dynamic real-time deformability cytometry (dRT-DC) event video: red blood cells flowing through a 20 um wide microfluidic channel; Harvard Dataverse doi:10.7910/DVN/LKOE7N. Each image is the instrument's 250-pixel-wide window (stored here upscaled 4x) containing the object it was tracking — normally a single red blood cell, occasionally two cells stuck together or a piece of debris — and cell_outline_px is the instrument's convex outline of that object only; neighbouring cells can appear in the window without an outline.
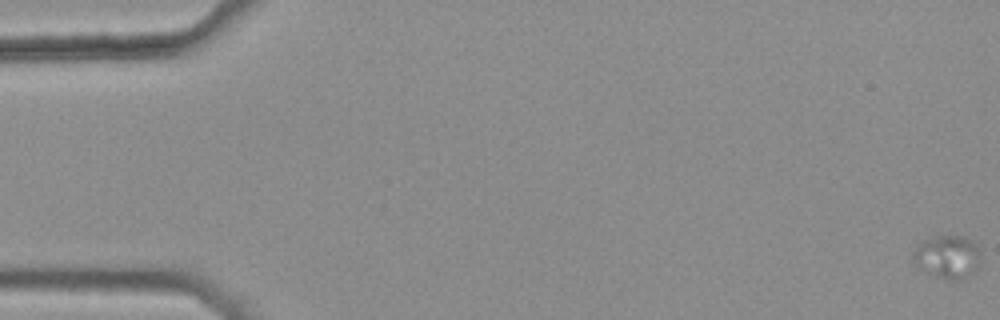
{"species": "common noctule bat (a hibernating species)", "species_latin": "Nyctalus noctula", "temperature_condition": "warm", "stored_images_in_passage": 47, "camera_frame_rate_fps": 3000, "um_per_image_px": 0.085, "animal": {"sex": "female", "body_mass_g": 25.1}, "frame": {"image": 1, "passage_image": 1, "time_ms": 0.0, "image_size_px": [1000, 320], "cell_outline_px": [[980, 264], [972, 276], [960, 280], [944, 280], [920, 268], [912, 260], [912, 252], [928, 236], [964, 236], [972, 240], [976, 244], [980, 252]], "centroid_in_image_um": [80.57, 21.84], "position_along_channel_um": 4.4, "area_um2": 17.34}}
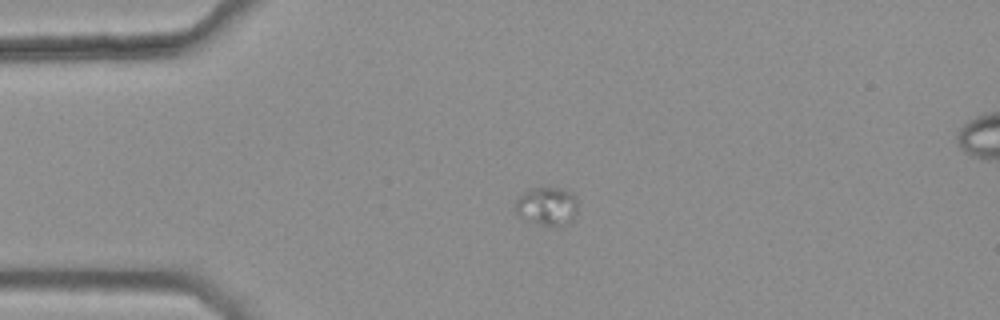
{"frame": {"image": 2, "passage_image": 14, "time_ms": 4.333, "image_size_px": [1000, 320], "cell_outline_px": [[576, 220], [556, 224], [544, 224], [520, 216], [516, 212], [516, 200], [524, 192], [532, 188], [560, 188], [572, 192], [576, 196]], "centroid_in_image_um": [46.54, 17.48], "position_along_channel_um": 38.5, "area_um2": 13.41}}